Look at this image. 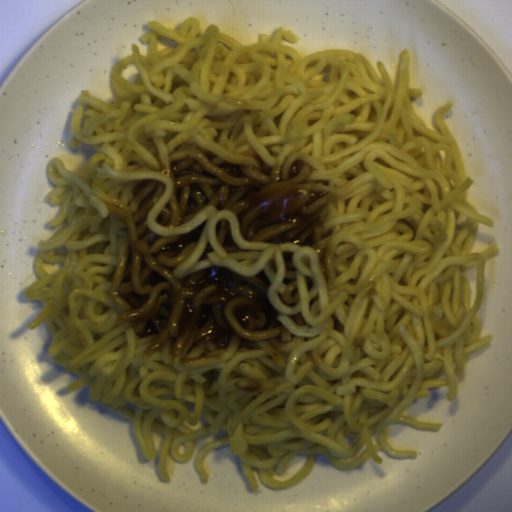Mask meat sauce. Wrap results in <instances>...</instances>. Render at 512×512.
Listing matches in <instances>:
<instances>
[{"label":"meat sauce","mask_w":512,"mask_h":512,"mask_svg":"<svg viewBox=\"0 0 512 512\" xmlns=\"http://www.w3.org/2000/svg\"><path fill=\"white\" fill-rule=\"evenodd\" d=\"M288 318H290L298 327L299 326H311L309 325L305 319L303 318V316L301 315L300 312H297L293 315H289L287 316ZM312 327V326H311Z\"/></svg>","instance_id":"3"},{"label":"meat sauce","mask_w":512,"mask_h":512,"mask_svg":"<svg viewBox=\"0 0 512 512\" xmlns=\"http://www.w3.org/2000/svg\"><path fill=\"white\" fill-rule=\"evenodd\" d=\"M151 170L167 176L172 185L156 224L182 227L215 207L235 218L244 242L272 245L282 253L284 288L276 291L279 302L290 308L300 303L291 244L317 255L323 282L329 286L333 229L325 224L326 206L351 183L329 185L316 179L318 169L302 158L270 166L252 149L228 158L205 150H169L151 161Z\"/></svg>","instance_id":"2"},{"label":"meat sauce","mask_w":512,"mask_h":512,"mask_svg":"<svg viewBox=\"0 0 512 512\" xmlns=\"http://www.w3.org/2000/svg\"><path fill=\"white\" fill-rule=\"evenodd\" d=\"M165 189L163 181L143 178L123 200H104L107 214L127 232L108 288L117 323L143 324L136 334L145 340L144 360L164 350L180 369L266 351L286 368L302 337L280 322L264 270L240 275L211 265L174 275L199 245L207 220L184 234L151 230L148 217Z\"/></svg>","instance_id":"1"}]
</instances>
